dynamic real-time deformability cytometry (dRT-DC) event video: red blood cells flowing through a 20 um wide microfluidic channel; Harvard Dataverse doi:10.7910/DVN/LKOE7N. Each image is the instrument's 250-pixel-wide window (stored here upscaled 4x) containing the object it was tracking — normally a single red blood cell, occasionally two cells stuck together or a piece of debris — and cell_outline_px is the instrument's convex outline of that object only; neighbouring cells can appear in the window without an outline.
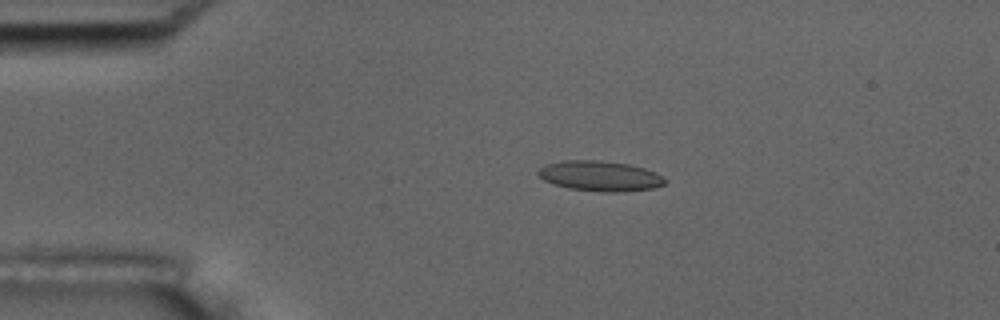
{"species": "common noctule bat (a hibernating species)", "species_latin": "Nyctalus noctula", "temperature_condition": "room temperature", "stored_images_in_passage": 55, "camera_frame_rate_fps": 3000, "um_per_image_px": 0.085, "animal": {"sex": "male", "body_mass_g": 17.5, "forearm_length_mm": 52.3}, "frame": {"image": 1, "passage_image": 12, "time_ms": 3.667, "image_size_px": [1000, 320], "cell_outline_px": [[668, 180], [664, 184], [656, 188], [620, 192], [600, 192], [568, 188], [544, 180], [536, 172], [544, 164], [564, 160], [600, 160], [628, 164], [644, 168], [664, 176]], "centroid_in_image_um": [51.03, 14.96], "position_along_channel_um": 34.0, "area_um2": 22.48}}
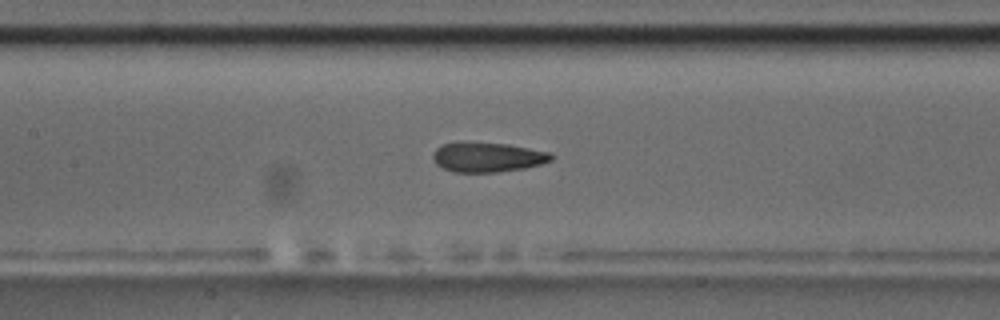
{"frame": {"image": 2, "passage_image": 26, "time_ms": 8.333, "image_size_px": [1000, 320], "cell_outline_px": [[556, 156], [552, 160], [540, 164], [524, 168], [496, 172], [452, 172], [436, 164], [432, 156], [432, 152], [440, 144], [460, 140], [508, 144], [548, 152]], "centroid_in_image_um": [41.38, 13.33], "position_along_channel_um": 166.0, "area_um2": 20.92}}
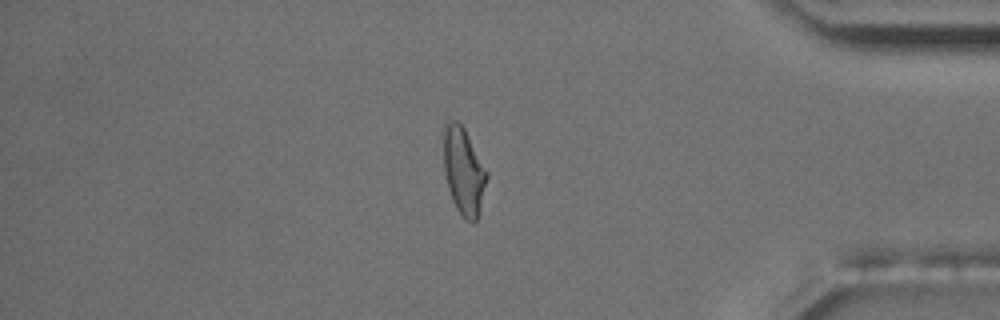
{"frame": {"image": 3, "passage_image": 47, "time_ms": 15.333, "image_size_px": [1000, 320], "cell_outline_px": [[488, 176], [480, 212], [476, 220], [468, 220], [456, 208], [452, 200], [448, 188], [444, 168], [444, 124], [448, 120], [456, 120], [464, 128], [488, 172]], "centroid_in_image_um": [39.42, 14.52], "position_along_channel_um": 395.8, "area_um2": 21.73}, "authors_computed_cell_mechanics": {"area_um2": 21.1548, "velocity_mm_per_s": 3.7104, "shape_relaxation_time_tau1_ms": 3.5666, "shape_relaxation_time_tau2_ms": 1.629, "deformation_change_tau1": 0.1471, "deformation_change_tau2": 0.1035}}